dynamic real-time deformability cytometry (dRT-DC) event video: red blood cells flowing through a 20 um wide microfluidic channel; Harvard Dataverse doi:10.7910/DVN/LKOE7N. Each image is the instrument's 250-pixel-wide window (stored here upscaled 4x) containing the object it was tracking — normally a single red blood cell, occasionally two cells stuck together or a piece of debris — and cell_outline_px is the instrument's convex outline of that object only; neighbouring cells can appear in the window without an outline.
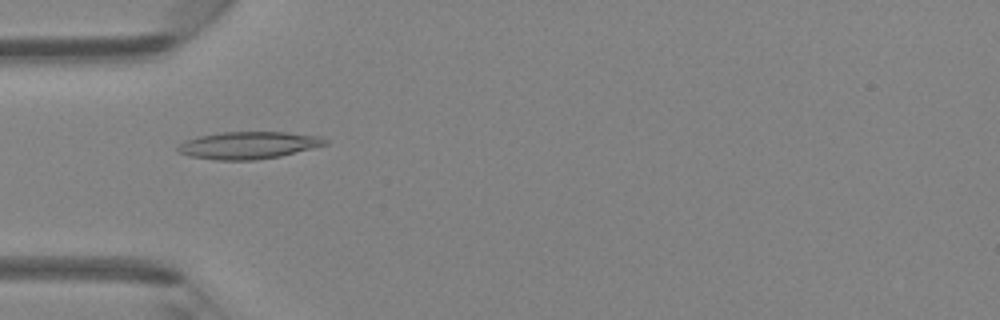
{"species": "Egyptian fruit bat (a non-hibernating species)", "species_latin": "Rousettus aegyptiacus", "temperature_condition": "room temperature", "stored_images_in_passage": 47, "camera_frame_rate_fps": 3000, "um_per_image_px": 0.085, "animal": {"sex": "female"}, "frame": {"image": 1, "passage_image": 15, "time_ms": 4.667, "image_size_px": [1000, 320], "cell_outline_px": [[328, 144], [280, 156], [256, 160], [216, 160], [188, 156], [180, 152], [176, 148], [184, 140], [200, 136], [220, 132], [284, 132], [320, 136], [328, 140]], "centroid_in_image_um": [21.11, 12.34], "position_along_channel_um": 63.9, "area_um2": 23.35}}
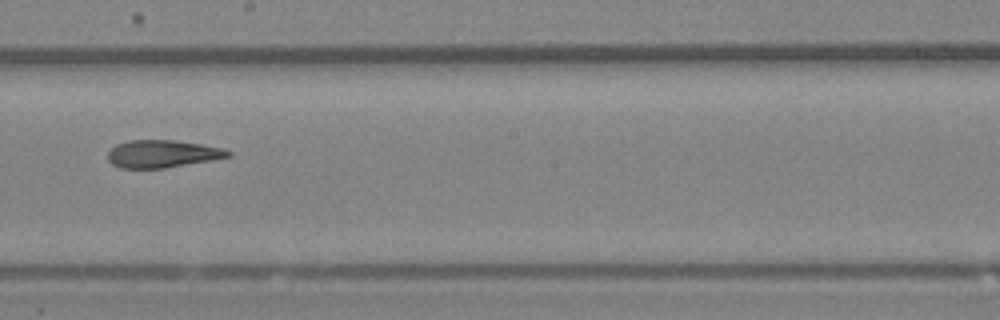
{"frame": {"image": 2, "passage_image": 27, "time_ms": 8.667, "image_size_px": [1000, 320], "cell_outline_px": [[232, 156], [212, 160], [164, 168], [120, 168], [112, 164], [108, 160], [108, 152], [116, 144], [128, 140], [172, 140], [200, 144], [224, 148], [232, 152]], "centroid_in_image_um": [13.8, 13.07], "position_along_channel_um": 234.4, "area_um2": 19.31}}
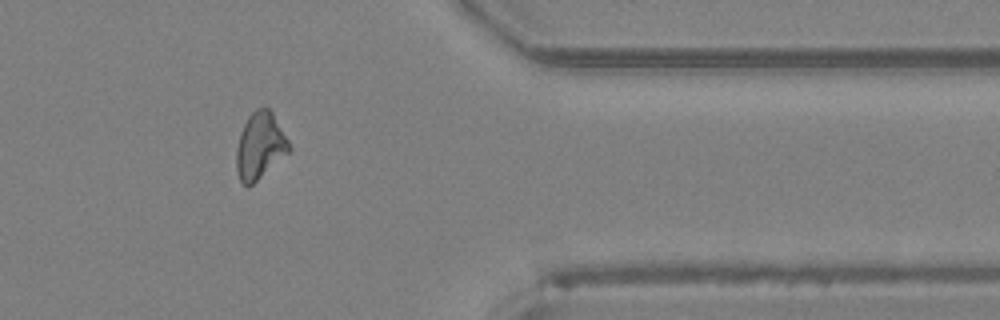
{"frame": {"image": 3, "passage_image": 39, "time_ms": 12.667, "image_size_px": [1000, 320], "cell_outline_px": [[292, 148], [288, 152], [248, 188], [240, 180], [236, 172], [236, 148], [240, 132], [248, 116], [256, 108], [268, 108], [272, 112], [288, 140]], "centroid_in_image_um": [22.07, 12.4], "position_along_channel_um": 389.3, "area_um2": 20.23}, "authors_computed_cell_mechanics": {"area_um2": 20.519, "velocity_mm_per_s": 4.3158, "shape_relaxation_time_tau1_ms": null, "shape_relaxation_time_tau2_ms": 3.5025, "deformation_change_tau1": null, "deformation_change_tau2": 0.1272}}